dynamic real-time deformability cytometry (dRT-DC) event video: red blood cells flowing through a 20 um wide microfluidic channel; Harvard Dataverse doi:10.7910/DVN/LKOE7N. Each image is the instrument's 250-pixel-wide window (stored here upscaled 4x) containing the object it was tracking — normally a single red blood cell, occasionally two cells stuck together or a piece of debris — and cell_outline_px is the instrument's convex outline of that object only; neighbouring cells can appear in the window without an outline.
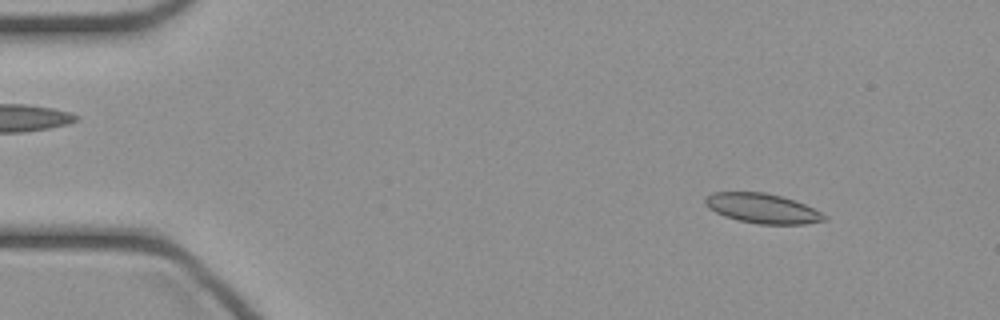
{"species": "common noctule bat (a hibernating species)", "species_latin": "Nyctalus noctula", "temperature_condition": "cold", "stored_images_in_passage": 46, "camera_frame_rate_fps": 3000, "um_per_image_px": 0.085, "animal": {"sex": "female", "body_mass_g": 21.9}, "frame": {"image": 1, "passage_image": 5, "time_ms": 1.333, "image_size_px": [1000, 320], "cell_outline_px": [[828, 220], [804, 224], [760, 224], [736, 220], [724, 216], [708, 208], [704, 204], [704, 196], [712, 192], [764, 192], [780, 196], [804, 204], [828, 216]], "centroid_in_image_um": [64.76, 17.71], "position_along_channel_um": 20.2, "area_um2": 20.69}}
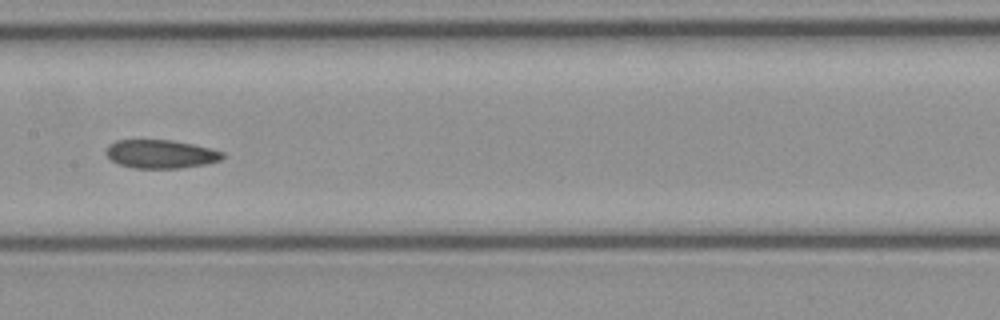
{"frame": {"image": 2, "passage_image": 23, "time_ms": 7.333, "image_size_px": [1000, 320], "cell_outline_px": [[224, 156], [220, 160], [208, 164], [180, 168], [136, 168], [116, 164], [104, 152], [108, 144], [116, 140], [172, 140], [212, 148], [224, 152]], "centroid_in_image_um": [13.66, 13.09], "position_along_channel_um": 193.7, "area_um2": 19.54}}
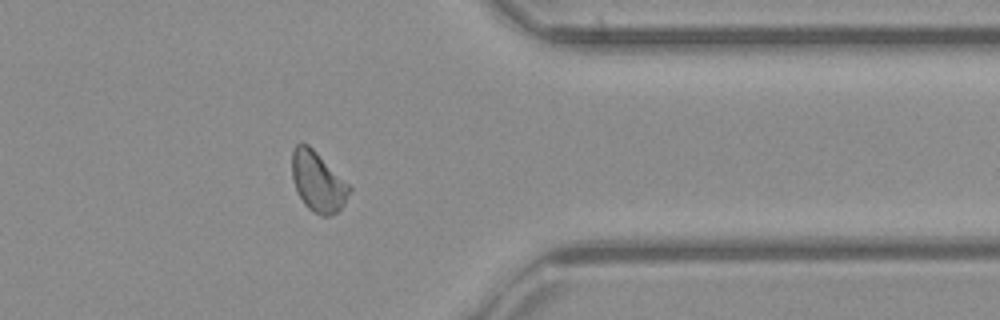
{"frame": {"image": 3, "passage_image": 37, "time_ms": 12.0, "image_size_px": [1000, 320], "cell_outline_px": [[352, 188], [344, 204], [336, 212], [328, 216], [320, 216], [312, 212], [304, 204], [296, 188], [292, 176], [292, 148], [300, 140], [308, 144], [352, 184]], "centroid_in_image_um": [27.04, 15.4], "position_along_channel_um": 384.4, "area_um2": 20.52}}